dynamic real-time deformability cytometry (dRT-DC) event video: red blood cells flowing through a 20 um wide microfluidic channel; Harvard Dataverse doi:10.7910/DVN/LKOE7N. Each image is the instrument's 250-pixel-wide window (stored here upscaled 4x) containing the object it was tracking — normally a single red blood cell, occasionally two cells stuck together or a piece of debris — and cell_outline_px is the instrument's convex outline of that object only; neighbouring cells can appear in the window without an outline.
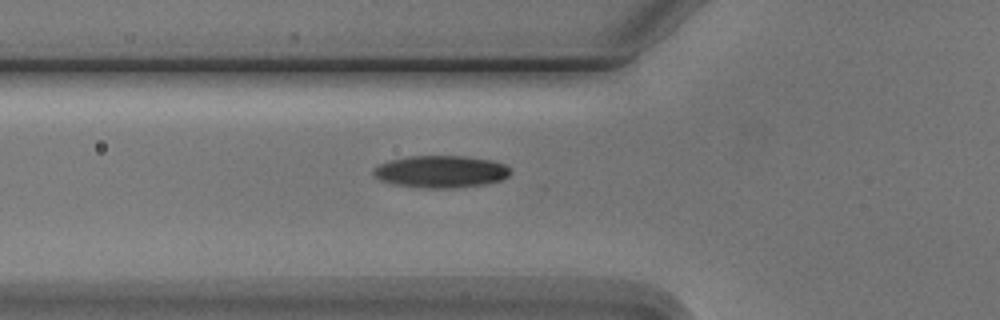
{"species": "Egyptian fruit bat (a non-hibernating species)", "species_latin": "Rousettus aegyptiacus", "temperature_condition": "cold", "stored_images_in_passage": 6, "camera_frame_rate_fps": 3000, "um_per_image_px": 0.085, "animal": {"sex": "male"}, "frame": {"image": 1, "passage_image": 6, "time_ms": 6.667, "image_size_px": [1000, 320], "cell_outline_px": [[512, 172], [508, 176], [500, 180], [484, 184], [452, 188], [424, 188], [392, 184], [380, 180], [372, 172], [380, 164], [392, 160], [408, 156], [464, 156], [492, 160], [504, 164]], "centroid_in_image_um": [37.48, 14.59], "position_along_channel_um": 88.3, "area_um2": 25.49}}